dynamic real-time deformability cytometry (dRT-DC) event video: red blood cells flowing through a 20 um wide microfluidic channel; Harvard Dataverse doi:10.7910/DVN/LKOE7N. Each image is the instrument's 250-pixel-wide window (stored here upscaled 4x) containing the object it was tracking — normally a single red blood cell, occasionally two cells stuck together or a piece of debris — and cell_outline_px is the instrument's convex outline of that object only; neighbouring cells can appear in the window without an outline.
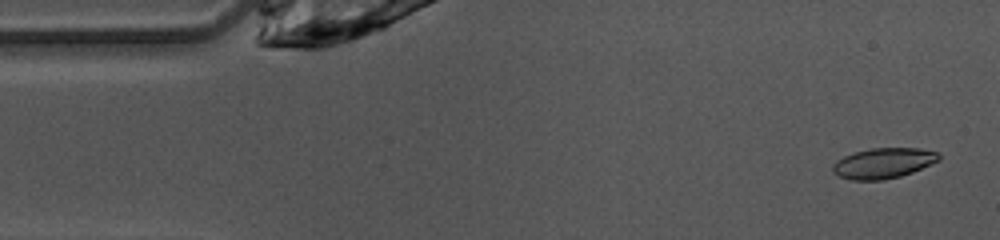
{"species": "common noctule bat (a hibernating species)", "species_latin": "Nyctalus noctula", "temperature_condition": "warm", "stored_images_in_passage": 47, "camera_frame_rate_fps": 3000, "um_per_image_px": 0.085, "animal": {"sex": "female", "body_mass_g": 10.0, "forearm_length_mm": 53.1}, "frame": {"image": 1, "passage_image": 2, "time_ms": 0.333, "image_size_px": [1000, 240], "cell_outline_px": [[940, 160], [912, 172], [900, 176], [884, 180], [852, 180], [840, 176], [832, 172], [832, 164], [836, 160], [844, 156], [856, 152], [872, 148], [920, 148], [936, 152], [940, 156]], "centroid_in_image_um": [75.07, 13.87], "position_along_channel_um": 9.9, "area_um2": 18.73}}
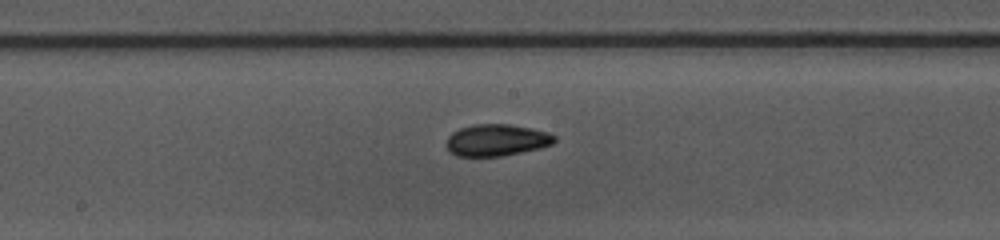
{"frame": {"image": 2, "passage_image": 23, "time_ms": 7.333, "image_size_px": [1000, 240], "cell_outline_px": [[556, 140], [552, 144], [540, 148], [500, 156], [456, 156], [448, 152], [444, 144], [448, 136], [452, 132], [460, 128], [472, 124], [508, 124], [532, 128], [548, 132], [556, 136]], "centroid_in_image_um": [42.16, 11.91], "position_along_channel_um": 206.0, "area_um2": 20.23}}
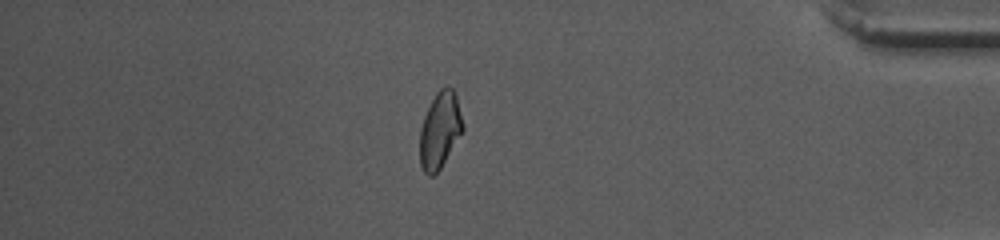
{"frame": {"image": 3, "passage_image": 40, "time_ms": 13.0, "image_size_px": [1000, 240], "cell_outline_px": [[464, 132], [440, 168], [432, 176], [428, 176], [424, 172], [420, 164], [420, 128], [424, 116], [436, 92], [440, 88], [448, 84], [456, 92], [464, 128]], "centroid_in_image_um": [37.41, 11.04], "position_along_channel_um": 397.8, "area_um2": 19.36}, "authors_computed_cell_mechanics": {"area_um2": 19.4786, "velocity_mm_per_s": 4.097, "shape_relaxation_time_tau1_ms": 5.851, "shape_relaxation_time_tau2_ms": 6.0775, "deformation_change_tau1": 0.1596, "deformation_change_tau2": 0.088}}